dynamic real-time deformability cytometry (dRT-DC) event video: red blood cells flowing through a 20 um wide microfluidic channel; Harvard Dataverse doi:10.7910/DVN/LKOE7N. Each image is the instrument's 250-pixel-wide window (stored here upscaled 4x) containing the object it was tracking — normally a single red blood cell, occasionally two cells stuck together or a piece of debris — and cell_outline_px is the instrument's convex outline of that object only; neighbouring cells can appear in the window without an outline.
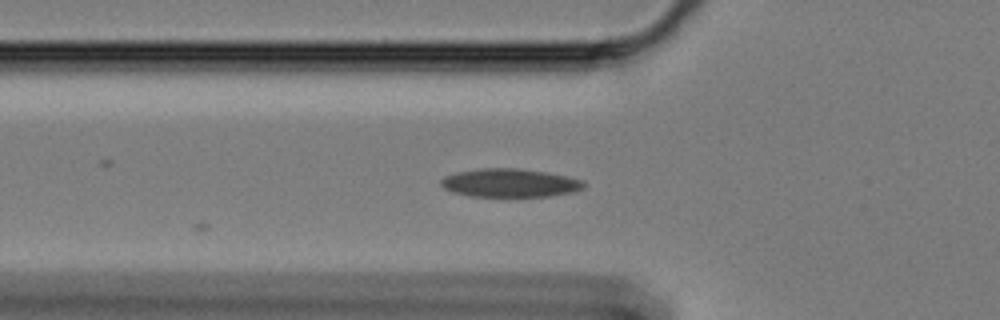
{"species": "Egyptian fruit bat (a non-hibernating species)", "species_latin": "Rousettus aegyptiacus", "temperature_condition": "cold", "stored_images_in_passage": 20, "camera_frame_rate_fps": 3000, "um_per_image_px": 0.085, "animal": {"sex": "female"}, "frame": {"image": 1, "passage_image": 20, "time_ms": 6.333, "image_size_px": [1000, 320], "cell_outline_px": [[588, 184], [584, 188], [576, 192], [548, 196], [468, 196], [452, 192], [444, 188], [440, 184], [440, 180], [444, 176], [456, 172], [480, 168], [520, 168], [568, 176], [584, 180]], "centroid_in_image_um": [43.37, 15.54], "position_along_channel_um": 82.4, "area_um2": 23.93}}